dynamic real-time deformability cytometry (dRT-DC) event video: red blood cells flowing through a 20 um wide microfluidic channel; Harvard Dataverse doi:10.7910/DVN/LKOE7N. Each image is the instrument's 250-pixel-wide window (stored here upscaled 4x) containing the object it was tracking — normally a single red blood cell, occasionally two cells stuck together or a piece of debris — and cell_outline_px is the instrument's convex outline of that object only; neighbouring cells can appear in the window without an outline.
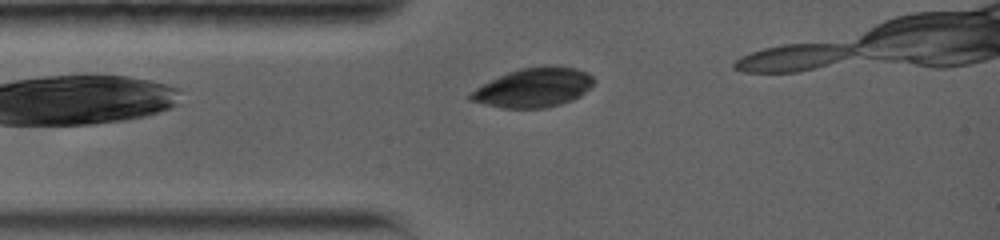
{"species": "common noctule bat (a hibernating species)", "species_latin": "Nyctalus noctula", "temperature_condition": "warm", "stored_images_in_passage": 7, "camera_frame_rate_fps": 5000, "um_per_image_px": 0.085, "animal": {"sex": "female", "body_mass_g": 19.0, "forearm_length_mm": 56.7}, "frame": {"image": 1, "passage_image": 3, "time_ms": 1.2, "image_size_px": [1000, 240], "cell_outline_px": [[596, 80], [580, 96], [572, 100], [560, 104], [544, 108], [500, 108], [468, 100], [468, 96], [476, 88], [508, 72], [520, 68], [576, 68], [588, 72]], "centroid_in_image_um": [45.34, 7.48], "position_along_channel_um": 39.7, "area_um2": 27.46}}
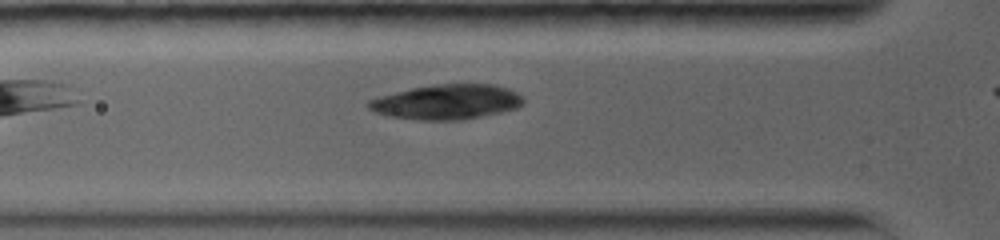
{"frame": {"image": 2, "passage_image": 6, "time_ms": 2.6, "image_size_px": [1000, 240], "cell_outline_px": [[524, 104], [516, 108], [500, 112], [464, 120], [420, 120], [388, 116], [376, 112], [368, 108], [368, 100], [380, 96], [412, 88], [432, 84], [496, 84], [508, 88], [524, 96]], "centroid_in_image_um": [38.02, 8.66], "position_along_channel_um": 87.8, "area_um2": 31.56}}